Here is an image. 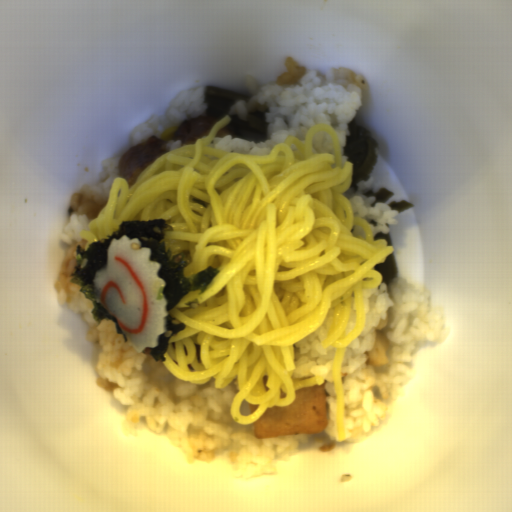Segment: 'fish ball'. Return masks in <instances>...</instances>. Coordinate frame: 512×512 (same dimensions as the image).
<instances>
[{"label": "fish ball", "instance_id": "obj_1", "mask_svg": "<svg viewBox=\"0 0 512 512\" xmlns=\"http://www.w3.org/2000/svg\"><path fill=\"white\" fill-rule=\"evenodd\" d=\"M328 424L324 385L295 390L294 402L266 408L253 422L256 438L269 439L291 434H318Z\"/></svg>", "mask_w": 512, "mask_h": 512}]
</instances>
